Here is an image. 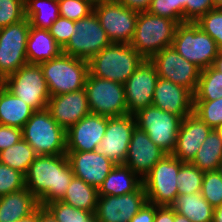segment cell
Returning a JSON list of instances; mask_svg holds the SVG:
<instances>
[{"label":"cell","mask_w":222,"mask_h":222,"mask_svg":"<svg viewBox=\"0 0 222 222\" xmlns=\"http://www.w3.org/2000/svg\"><path fill=\"white\" fill-rule=\"evenodd\" d=\"M25 176V187L44 206L60 201L74 177L67 154L37 155Z\"/></svg>","instance_id":"1"},{"label":"cell","mask_w":222,"mask_h":222,"mask_svg":"<svg viewBox=\"0 0 222 222\" xmlns=\"http://www.w3.org/2000/svg\"><path fill=\"white\" fill-rule=\"evenodd\" d=\"M144 58L130 45L111 43L88 60L91 75L124 84Z\"/></svg>","instance_id":"2"},{"label":"cell","mask_w":222,"mask_h":222,"mask_svg":"<svg viewBox=\"0 0 222 222\" xmlns=\"http://www.w3.org/2000/svg\"><path fill=\"white\" fill-rule=\"evenodd\" d=\"M179 23L169 18L139 12L134 37L130 45L144 58L150 59L173 44Z\"/></svg>","instance_id":"3"},{"label":"cell","mask_w":222,"mask_h":222,"mask_svg":"<svg viewBox=\"0 0 222 222\" xmlns=\"http://www.w3.org/2000/svg\"><path fill=\"white\" fill-rule=\"evenodd\" d=\"M51 96L78 91L85 87L88 60L61 53L39 64Z\"/></svg>","instance_id":"4"},{"label":"cell","mask_w":222,"mask_h":222,"mask_svg":"<svg viewBox=\"0 0 222 222\" xmlns=\"http://www.w3.org/2000/svg\"><path fill=\"white\" fill-rule=\"evenodd\" d=\"M22 138L37 155L66 154V131L47 109L35 111L22 128Z\"/></svg>","instance_id":"5"},{"label":"cell","mask_w":222,"mask_h":222,"mask_svg":"<svg viewBox=\"0 0 222 222\" xmlns=\"http://www.w3.org/2000/svg\"><path fill=\"white\" fill-rule=\"evenodd\" d=\"M172 46L201 70L212 66L220 53L216 42L195 22H184L177 26Z\"/></svg>","instance_id":"6"},{"label":"cell","mask_w":222,"mask_h":222,"mask_svg":"<svg viewBox=\"0 0 222 222\" xmlns=\"http://www.w3.org/2000/svg\"><path fill=\"white\" fill-rule=\"evenodd\" d=\"M0 83L35 111L47 108L51 95L40 65L26 64Z\"/></svg>","instance_id":"7"},{"label":"cell","mask_w":222,"mask_h":222,"mask_svg":"<svg viewBox=\"0 0 222 222\" xmlns=\"http://www.w3.org/2000/svg\"><path fill=\"white\" fill-rule=\"evenodd\" d=\"M181 161L172 154L165 155L152 170L143 177L147 202L157 206H171L177 195V175Z\"/></svg>","instance_id":"8"},{"label":"cell","mask_w":222,"mask_h":222,"mask_svg":"<svg viewBox=\"0 0 222 222\" xmlns=\"http://www.w3.org/2000/svg\"><path fill=\"white\" fill-rule=\"evenodd\" d=\"M136 126L147 133L151 141L167 154L175 148L183 118L163 111L154 105L134 114Z\"/></svg>","instance_id":"9"},{"label":"cell","mask_w":222,"mask_h":222,"mask_svg":"<svg viewBox=\"0 0 222 222\" xmlns=\"http://www.w3.org/2000/svg\"><path fill=\"white\" fill-rule=\"evenodd\" d=\"M84 88L92 114L109 118L128 114L124 84L101 79L88 72Z\"/></svg>","instance_id":"10"},{"label":"cell","mask_w":222,"mask_h":222,"mask_svg":"<svg viewBox=\"0 0 222 222\" xmlns=\"http://www.w3.org/2000/svg\"><path fill=\"white\" fill-rule=\"evenodd\" d=\"M74 31L62 48V53L66 55L89 60L112 43L95 12L75 21Z\"/></svg>","instance_id":"11"},{"label":"cell","mask_w":222,"mask_h":222,"mask_svg":"<svg viewBox=\"0 0 222 222\" xmlns=\"http://www.w3.org/2000/svg\"><path fill=\"white\" fill-rule=\"evenodd\" d=\"M30 21L24 20L0 28V82L28 64L26 56Z\"/></svg>","instance_id":"12"},{"label":"cell","mask_w":222,"mask_h":222,"mask_svg":"<svg viewBox=\"0 0 222 222\" xmlns=\"http://www.w3.org/2000/svg\"><path fill=\"white\" fill-rule=\"evenodd\" d=\"M94 12L112 43H131L139 12L126 8L119 2L96 4Z\"/></svg>","instance_id":"13"},{"label":"cell","mask_w":222,"mask_h":222,"mask_svg":"<svg viewBox=\"0 0 222 222\" xmlns=\"http://www.w3.org/2000/svg\"><path fill=\"white\" fill-rule=\"evenodd\" d=\"M158 77L196 91L201 69L183 58L173 46L162 49L150 58Z\"/></svg>","instance_id":"14"},{"label":"cell","mask_w":222,"mask_h":222,"mask_svg":"<svg viewBox=\"0 0 222 222\" xmlns=\"http://www.w3.org/2000/svg\"><path fill=\"white\" fill-rule=\"evenodd\" d=\"M135 127L136 119L134 115L107 117L105 135L98 144L97 151L116 165L124 164Z\"/></svg>","instance_id":"15"},{"label":"cell","mask_w":222,"mask_h":222,"mask_svg":"<svg viewBox=\"0 0 222 222\" xmlns=\"http://www.w3.org/2000/svg\"><path fill=\"white\" fill-rule=\"evenodd\" d=\"M146 202V191L142 184L134 192L125 195L99 196L95 211L96 222H130Z\"/></svg>","instance_id":"16"},{"label":"cell","mask_w":222,"mask_h":222,"mask_svg":"<svg viewBox=\"0 0 222 222\" xmlns=\"http://www.w3.org/2000/svg\"><path fill=\"white\" fill-rule=\"evenodd\" d=\"M158 78L154 64L150 59H144L124 83L128 114L134 115L152 105Z\"/></svg>","instance_id":"17"},{"label":"cell","mask_w":222,"mask_h":222,"mask_svg":"<svg viewBox=\"0 0 222 222\" xmlns=\"http://www.w3.org/2000/svg\"><path fill=\"white\" fill-rule=\"evenodd\" d=\"M107 117L88 114L66 131L67 152L96 151L105 135Z\"/></svg>","instance_id":"18"},{"label":"cell","mask_w":222,"mask_h":222,"mask_svg":"<svg viewBox=\"0 0 222 222\" xmlns=\"http://www.w3.org/2000/svg\"><path fill=\"white\" fill-rule=\"evenodd\" d=\"M165 155L167 153L154 144L145 131L136 126L132 132L124 165L143 179Z\"/></svg>","instance_id":"19"},{"label":"cell","mask_w":222,"mask_h":222,"mask_svg":"<svg viewBox=\"0 0 222 222\" xmlns=\"http://www.w3.org/2000/svg\"><path fill=\"white\" fill-rule=\"evenodd\" d=\"M46 109L65 131L91 113L85 88L51 96Z\"/></svg>","instance_id":"20"},{"label":"cell","mask_w":222,"mask_h":222,"mask_svg":"<svg viewBox=\"0 0 222 222\" xmlns=\"http://www.w3.org/2000/svg\"><path fill=\"white\" fill-rule=\"evenodd\" d=\"M74 177L99 189L116 164L96 151L66 152Z\"/></svg>","instance_id":"21"},{"label":"cell","mask_w":222,"mask_h":222,"mask_svg":"<svg viewBox=\"0 0 222 222\" xmlns=\"http://www.w3.org/2000/svg\"><path fill=\"white\" fill-rule=\"evenodd\" d=\"M212 130L192 112L182 120L175 148L171 154L182 162L191 163Z\"/></svg>","instance_id":"22"},{"label":"cell","mask_w":222,"mask_h":222,"mask_svg":"<svg viewBox=\"0 0 222 222\" xmlns=\"http://www.w3.org/2000/svg\"><path fill=\"white\" fill-rule=\"evenodd\" d=\"M193 104L194 94L189 89L158 78L152 105L184 119L193 112Z\"/></svg>","instance_id":"23"},{"label":"cell","mask_w":222,"mask_h":222,"mask_svg":"<svg viewBox=\"0 0 222 222\" xmlns=\"http://www.w3.org/2000/svg\"><path fill=\"white\" fill-rule=\"evenodd\" d=\"M39 207L38 199L26 187L0 196V222H15L29 216Z\"/></svg>","instance_id":"24"},{"label":"cell","mask_w":222,"mask_h":222,"mask_svg":"<svg viewBox=\"0 0 222 222\" xmlns=\"http://www.w3.org/2000/svg\"><path fill=\"white\" fill-rule=\"evenodd\" d=\"M62 48L56 43L48 29L31 26L26 44L28 64H41L58 57Z\"/></svg>","instance_id":"25"},{"label":"cell","mask_w":222,"mask_h":222,"mask_svg":"<svg viewBox=\"0 0 222 222\" xmlns=\"http://www.w3.org/2000/svg\"><path fill=\"white\" fill-rule=\"evenodd\" d=\"M35 110L0 83V124L22 129Z\"/></svg>","instance_id":"26"},{"label":"cell","mask_w":222,"mask_h":222,"mask_svg":"<svg viewBox=\"0 0 222 222\" xmlns=\"http://www.w3.org/2000/svg\"><path fill=\"white\" fill-rule=\"evenodd\" d=\"M142 184V179L128 166L117 164L98 189V196H119L134 192Z\"/></svg>","instance_id":"27"},{"label":"cell","mask_w":222,"mask_h":222,"mask_svg":"<svg viewBox=\"0 0 222 222\" xmlns=\"http://www.w3.org/2000/svg\"><path fill=\"white\" fill-rule=\"evenodd\" d=\"M171 207L191 222H212L213 220L214 208L204 199L201 192L178 194Z\"/></svg>","instance_id":"28"},{"label":"cell","mask_w":222,"mask_h":222,"mask_svg":"<svg viewBox=\"0 0 222 222\" xmlns=\"http://www.w3.org/2000/svg\"><path fill=\"white\" fill-rule=\"evenodd\" d=\"M98 197L97 188L87 184L82 179L73 177L64 197L60 201L76 209L95 213Z\"/></svg>","instance_id":"29"},{"label":"cell","mask_w":222,"mask_h":222,"mask_svg":"<svg viewBox=\"0 0 222 222\" xmlns=\"http://www.w3.org/2000/svg\"><path fill=\"white\" fill-rule=\"evenodd\" d=\"M25 18L30 25L40 29H49L60 17L58 2L52 0H24ZM48 7V8H47Z\"/></svg>","instance_id":"30"},{"label":"cell","mask_w":222,"mask_h":222,"mask_svg":"<svg viewBox=\"0 0 222 222\" xmlns=\"http://www.w3.org/2000/svg\"><path fill=\"white\" fill-rule=\"evenodd\" d=\"M222 160V140L212 130L191 162L202 172L216 171Z\"/></svg>","instance_id":"31"},{"label":"cell","mask_w":222,"mask_h":222,"mask_svg":"<svg viewBox=\"0 0 222 222\" xmlns=\"http://www.w3.org/2000/svg\"><path fill=\"white\" fill-rule=\"evenodd\" d=\"M36 157L37 154L34 149L23 138L0 152L1 163L20 171L24 175Z\"/></svg>","instance_id":"32"},{"label":"cell","mask_w":222,"mask_h":222,"mask_svg":"<svg viewBox=\"0 0 222 222\" xmlns=\"http://www.w3.org/2000/svg\"><path fill=\"white\" fill-rule=\"evenodd\" d=\"M222 97V73L213 66L201 70L194 101H212Z\"/></svg>","instance_id":"33"},{"label":"cell","mask_w":222,"mask_h":222,"mask_svg":"<svg viewBox=\"0 0 222 222\" xmlns=\"http://www.w3.org/2000/svg\"><path fill=\"white\" fill-rule=\"evenodd\" d=\"M43 207L57 222H96L94 212L76 209L62 201H53Z\"/></svg>","instance_id":"34"},{"label":"cell","mask_w":222,"mask_h":222,"mask_svg":"<svg viewBox=\"0 0 222 222\" xmlns=\"http://www.w3.org/2000/svg\"><path fill=\"white\" fill-rule=\"evenodd\" d=\"M204 172L189 162H182L177 175L178 194L201 192Z\"/></svg>","instance_id":"35"},{"label":"cell","mask_w":222,"mask_h":222,"mask_svg":"<svg viewBox=\"0 0 222 222\" xmlns=\"http://www.w3.org/2000/svg\"><path fill=\"white\" fill-rule=\"evenodd\" d=\"M193 113L214 130L222 124V97L212 101H194Z\"/></svg>","instance_id":"36"},{"label":"cell","mask_w":222,"mask_h":222,"mask_svg":"<svg viewBox=\"0 0 222 222\" xmlns=\"http://www.w3.org/2000/svg\"><path fill=\"white\" fill-rule=\"evenodd\" d=\"M222 49V8L210 10L195 22Z\"/></svg>","instance_id":"37"},{"label":"cell","mask_w":222,"mask_h":222,"mask_svg":"<svg viewBox=\"0 0 222 222\" xmlns=\"http://www.w3.org/2000/svg\"><path fill=\"white\" fill-rule=\"evenodd\" d=\"M201 194L213 208L222 205V179L216 171L204 172Z\"/></svg>","instance_id":"38"},{"label":"cell","mask_w":222,"mask_h":222,"mask_svg":"<svg viewBox=\"0 0 222 222\" xmlns=\"http://www.w3.org/2000/svg\"><path fill=\"white\" fill-rule=\"evenodd\" d=\"M58 5L60 16L73 21H78L94 12L91 0H60Z\"/></svg>","instance_id":"39"},{"label":"cell","mask_w":222,"mask_h":222,"mask_svg":"<svg viewBox=\"0 0 222 222\" xmlns=\"http://www.w3.org/2000/svg\"><path fill=\"white\" fill-rule=\"evenodd\" d=\"M25 188V176L0 162V196Z\"/></svg>","instance_id":"40"},{"label":"cell","mask_w":222,"mask_h":222,"mask_svg":"<svg viewBox=\"0 0 222 222\" xmlns=\"http://www.w3.org/2000/svg\"><path fill=\"white\" fill-rule=\"evenodd\" d=\"M25 19L24 0H0V28Z\"/></svg>","instance_id":"41"},{"label":"cell","mask_w":222,"mask_h":222,"mask_svg":"<svg viewBox=\"0 0 222 222\" xmlns=\"http://www.w3.org/2000/svg\"><path fill=\"white\" fill-rule=\"evenodd\" d=\"M75 21L59 17L48 29L56 43L63 48L74 31Z\"/></svg>","instance_id":"42"},{"label":"cell","mask_w":222,"mask_h":222,"mask_svg":"<svg viewBox=\"0 0 222 222\" xmlns=\"http://www.w3.org/2000/svg\"><path fill=\"white\" fill-rule=\"evenodd\" d=\"M213 9H215L213 0H189L184 7V22H196Z\"/></svg>","instance_id":"43"},{"label":"cell","mask_w":222,"mask_h":222,"mask_svg":"<svg viewBox=\"0 0 222 222\" xmlns=\"http://www.w3.org/2000/svg\"><path fill=\"white\" fill-rule=\"evenodd\" d=\"M148 12L156 16L176 21L175 0H152Z\"/></svg>","instance_id":"44"},{"label":"cell","mask_w":222,"mask_h":222,"mask_svg":"<svg viewBox=\"0 0 222 222\" xmlns=\"http://www.w3.org/2000/svg\"><path fill=\"white\" fill-rule=\"evenodd\" d=\"M22 138V129L0 124V152Z\"/></svg>","instance_id":"45"},{"label":"cell","mask_w":222,"mask_h":222,"mask_svg":"<svg viewBox=\"0 0 222 222\" xmlns=\"http://www.w3.org/2000/svg\"><path fill=\"white\" fill-rule=\"evenodd\" d=\"M156 205L146 202L143 207L132 217L130 222H154Z\"/></svg>","instance_id":"46"},{"label":"cell","mask_w":222,"mask_h":222,"mask_svg":"<svg viewBox=\"0 0 222 222\" xmlns=\"http://www.w3.org/2000/svg\"><path fill=\"white\" fill-rule=\"evenodd\" d=\"M118 2L131 10L145 12L149 10L152 0H118Z\"/></svg>","instance_id":"47"},{"label":"cell","mask_w":222,"mask_h":222,"mask_svg":"<svg viewBox=\"0 0 222 222\" xmlns=\"http://www.w3.org/2000/svg\"><path fill=\"white\" fill-rule=\"evenodd\" d=\"M154 222H174V209L171 206H157Z\"/></svg>","instance_id":"48"},{"label":"cell","mask_w":222,"mask_h":222,"mask_svg":"<svg viewBox=\"0 0 222 222\" xmlns=\"http://www.w3.org/2000/svg\"><path fill=\"white\" fill-rule=\"evenodd\" d=\"M189 0H175L176 5V21L181 24L184 23V7Z\"/></svg>","instance_id":"49"},{"label":"cell","mask_w":222,"mask_h":222,"mask_svg":"<svg viewBox=\"0 0 222 222\" xmlns=\"http://www.w3.org/2000/svg\"><path fill=\"white\" fill-rule=\"evenodd\" d=\"M38 222H57V221L43 206H40L38 208Z\"/></svg>","instance_id":"50"},{"label":"cell","mask_w":222,"mask_h":222,"mask_svg":"<svg viewBox=\"0 0 222 222\" xmlns=\"http://www.w3.org/2000/svg\"><path fill=\"white\" fill-rule=\"evenodd\" d=\"M15 222H38V209L29 216L19 219Z\"/></svg>","instance_id":"51"},{"label":"cell","mask_w":222,"mask_h":222,"mask_svg":"<svg viewBox=\"0 0 222 222\" xmlns=\"http://www.w3.org/2000/svg\"><path fill=\"white\" fill-rule=\"evenodd\" d=\"M212 222H222V205L214 208Z\"/></svg>","instance_id":"52"},{"label":"cell","mask_w":222,"mask_h":222,"mask_svg":"<svg viewBox=\"0 0 222 222\" xmlns=\"http://www.w3.org/2000/svg\"><path fill=\"white\" fill-rule=\"evenodd\" d=\"M216 70L220 71L222 73V52L218 54V57L214 60V63L212 65Z\"/></svg>","instance_id":"53"},{"label":"cell","mask_w":222,"mask_h":222,"mask_svg":"<svg viewBox=\"0 0 222 222\" xmlns=\"http://www.w3.org/2000/svg\"><path fill=\"white\" fill-rule=\"evenodd\" d=\"M174 222H191V220L174 211Z\"/></svg>","instance_id":"54"},{"label":"cell","mask_w":222,"mask_h":222,"mask_svg":"<svg viewBox=\"0 0 222 222\" xmlns=\"http://www.w3.org/2000/svg\"><path fill=\"white\" fill-rule=\"evenodd\" d=\"M94 5L99 3L118 2V0H91Z\"/></svg>","instance_id":"55"},{"label":"cell","mask_w":222,"mask_h":222,"mask_svg":"<svg viewBox=\"0 0 222 222\" xmlns=\"http://www.w3.org/2000/svg\"><path fill=\"white\" fill-rule=\"evenodd\" d=\"M218 137L222 140V124L214 129Z\"/></svg>","instance_id":"56"},{"label":"cell","mask_w":222,"mask_h":222,"mask_svg":"<svg viewBox=\"0 0 222 222\" xmlns=\"http://www.w3.org/2000/svg\"><path fill=\"white\" fill-rule=\"evenodd\" d=\"M216 172L218 173V175L221 177L222 179V160L220 161V163L218 164V167L216 168Z\"/></svg>","instance_id":"57"},{"label":"cell","mask_w":222,"mask_h":222,"mask_svg":"<svg viewBox=\"0 0 222 222\" xmlns=\"http://www.w3.org/2000/svg\"><path fill=\"white\" fill-rule=\"evenodd\" d=\"M215 8H222V0H213Z\"/></svg>","instance_id":"58"}]
</instances>
